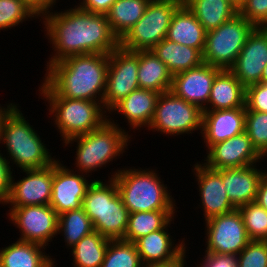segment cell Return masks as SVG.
<instances>
[{"mask_svg": "<svg viewBox=\"0 0 267 267\" xmlns=\"http://www.w3.org/2000/svg\"><path fill=\"white\" fill-rule=\"evenodd\" d=\"M44 30L53 54L47 67L66 57L86 54H110L120 46L105 14L75 8L44 14Z\"/></svg>", "mask_w": 267, "mask_h": 267, "instance_id": "cell-1", "label": "cell"}, {"mask_svg": "<svg viewBox=\"0 0 267 267\" xmlns=\"http://www.w3.org/2000/svg\"><path fill=\"white\" fill-rule=\"evenodd\" d=\"M108 67V54L66 57L46 67V76L39 86V92L41 96H60L102 103Z\"/></svg>", "mask_w": 267, "mask_h": 267, "instance_id": "cell-2", "label": "cell"}, {"mask_svg": "<svg viewBox=\"0 0 267 267\" xmlns=\"http://www.w3.org/2000/svg\"><path fill=\"white\" fill-rule=\"evenodd\" d=\"M131 168H118L111 175L129 213L176 210L175 200L156 169Z\"/></svg>", "mask_w": 267, "mask_h": 267, "instance_id": "cell-3", "label": "cell"}, {"mask_svg": "<svg viewBox=\"0 0 267 267\" xmlns=\"http://www.w3.org/2000/svg\"><path fill=\"white\" fill-rule=\"evenodd\" d=\"M128 132L108 116V120L98 129L70 138L64 142V145L77 142L75 170L78 169L77 172L90 176L88 173L97 171V168L100 169L104 165L106 167L110 161L113 162L114 158L116 159L125 152V149H128L127 146L131 141Z\"/></svg>", "mask_w": 267, "mask_h": 267, "instance_id": "cell-4", "label": "cell"}, {"mask_svg": "<svg viewBox=\"0 0 267 267\" xmlns=\"http://www.w3.org/2000/svg\"><path fill=\"white\" fill-rule=\"evenodd\" d=\"M82 208L95 231L110 240L124 238L129 211L113 178L109 176L107 183L94 179L82 201Z\"/></svg>", "mask_w": 267, "mask_h": 267, "instance_id": "cell-5", "label": "cell"}, {"mask_svg": "<svg viewBox=\"0 0 267 267\" xmlns=\"http://www.w3.org/2000/svg\"><path fill=\"white\" fill-rule=\"evenodd\" d=\"M16 106L5 118L2 128L1 144L6 145L7 160L22 170L39 169L53 164L52 158L38 135L37 130L25 120V116ZM37 132V133H36Z\"/></svg>", "mask_w": 267, "mask_h": 267, "instance_id": "cell-6", "label": "cell"}, {"mask_svg": "<svg viewBox=\"0 0 267 267\" xmlns=\"http://www.w3.org/2000/svg\"><path fill=\"white\" fill-rule=\"evenodd\" d=\"M42 97L48 101L49 115H52L63 143L70 138L98 129L108 120V112L99 101L60 96Z\"/></svg>", "mask_w": 267, "mask_h": 267, "instance_id": "cell-7", "label": "cell"}, {"mask_svg": "<svg viewBox=\"0 0 267 267\" xmlns=\"http://www.w3.org/2000/svg\"><path fill=\"white\" fill-rule=\"evenodd\" d=\"M183 0L150 1L143 16L120 39V47L129 51L152 50L167 37L175 11Z\"/></svg>", "mask_w": 267, "mask_h": 267, "instance_id": "cell-8", "label": "cell"}, {"mask_svg": "<svg viewBox=\"0 0 267 267\" xmlns=\"http://www.w3.org/2000/svg\"><path fill=\"white\" fill-rule=\"evenodd\" d=\"M255 26L237 13L218 28L206 33L203 63L230 69Z\"/></svg>", "mask_w": 267, "mask_h": 267, "instance_id": "cell-9", "label": "cell"}, {"mask_svg": "<svg viewBox=\"0 0 267 267\" xmlns=\"http://www.w3.org/2000/svg\"><path fill=\"white\" fill-rule=\"evenodd\" d=\"M203 110L170 91L158 97L155 114L148 129L170 136L202 130Z\"/></svg>", "mask_w": 267, "mask_h": 267, "instance_id": "cell-10", "label": "cell"}, {"mask_svg": "<svg viewBox=\"0 0 267 267\" xmlns=\"http://www.w3.org/2000/svg\"><path fill=\"white\" fill-rule=\"evenodd\" d=\"M108 57L109 67L102 104L110 112L118 102L139 88L138 51H129L119 46Z\"/></svg>", "mask_w": 267, "mask_h": 267, "instance_id": "cell-11", "label": "cell"}, {"mask_svg": "<svg viewBox=\"0 0 267 267\" xmlns=\"http://www.w3.org/2000/svg\"><path fill=\"white\" fill-rule=\"evenodd\" d=\"M8 208L9 220L21 232L18 240L46 247L58 235V214L50 205Z\"/></svg>", "mask_w": 267, "mask_h": 267, "instance_id": "cell-12", "label": "cell"}, {"mask_svg": "<svg viewBox=\"0 0 267 267\" xmlns=\"http://www.w3.org/2000/svg\"><path fill=\"white\" fill-rule=\"evenodd\" d=\"M205 253L238 255L251 241L240 212L214 216L205 221Z\"/></svg>", "mask_w": 267, "mask_h": 267, "instance_id": "cell-13", "label": "cell"}, {"mask_svg": "<svg viewBox=\"0 0 267 267\" xmlns=\"http://www.w3.org/2000/svg\"><path fill=\"white\" fill-rule=\"evenodd\" d=\"M89 176L69 169L59 159L53 163L52 197L50 206L60 215L70 210L82 208V201L88 187L94 181Z\"/></svg>", "mask_w": 267, "mask_h": 267, "instance_id": "cell-14", "label": "cell"}, {"mask_svg": "<svg viewBox=\"0 0 267 267\" xmlns=\"http://www.w3.org/2000/svg\"><path fill=\"white\" fill-rule=\"evenodd\" d=\"M22 179L12 176L10 192L5 205L22 207L49 205L52 197L53 164L39 169H25Z\"/></svg>", "mask_w": 267, "mask_h": 267, "instance_id": "cell-15", "label": "cell"}, {"mask_svg": "<svg viewBox=\"0 0 267 267\" xmlns=\"http://www.w3.org/2000/svg\"><path fill=\"white\" fill-rule=\"evenodd\" d=\"M206 154L204 160L206 162H202V164L213 170L242 168L264 160L252 145L245 131L230 139L213 144Z\"/></svg>", "mask_w": 267, "mask_h": 267, "instance_id": "cell-16", "label": "cell"}, {"mask_svg": "<svg viewBox=\"0 0 267 267\" xmlns=\"http://www.w3.org/2000/svg\"><path fill=\"white\" fill-rule=\"evenodd\" d=\"M267 63V27H255L229 69L246 88L261 82Z\"/></svg>", "mask_w": 267, "mask_h": 267, "instance_id": "cell-17", "label": "cell"}, {"mask_svg": "<svg viewBox=\"0 0 267 267\" xmlns=\"http://www.w3.org/2000/svg\"><path fill=\"white\" fill-rule=\"evenodd\" d=\"M221 70L202 63L195 68L177 73L172 77L170 92L204 110L210 98L214 79Z\"/></svg>", "mask_w": 267, "mask_h": 267, "instance_id": "cell-18", "label": "cell"}, {"mask_svg": "<svg viewBox=\"0 0 267 267\" xmlns=\"http://www.w3.org/2000/svg\"><path fill=\"white\" fill-rule=\"evenodd\" d=\"M192 172L198 182V192L205 221L218 215L228 214L236 210L228 199L222 182V169L213 170L200 162L193 165Z\"/></svg>", "mask_w": 267, "mask_h": 267, "instance_id": "cell-19", "label": "cell"}, {"mask_svg": "<svg viewBox=\"0 0 267 267\" xmlns=\"http://www.w3.org/2000/svg\"><path fill=\"white\" fill-rule=\"evenodd\" d=\"M171 222L163 229L151 232L134 242L143 265L178 263L186 253L187 246L184 239L175 244L172 241L173 237L168 233Z\"/></svg>", "mask_w": 267, "mask_h": 267, "instance_id": "cell-20", "label": "cell"}, {"mask_svg": "<svg viewBox=\"0 0 267 267\" xmlns=\"http://www.w3.org/2000/svg\"><path fill=\"white\" fill-rule=\"evenodd\" d=\"M246 107L203 111L200 131L206 151L213 145L245 131Z\"/></svg>", "mask_w": 267, "mask_h": 267, "instance_id": "cell-21", "label": "cell"}, {"mask_svg": "<svg viewBox=\"0 0 267 267\" xmlns=\"http://www.w3.org/2000/svg\"><path fill=\"white\" fill-rule=\"evenodd\" d=\"M265 171L258 169L256 164L242 168L222 169L224 188L228 199L236 209L256 200L258 186Z\"/></svg>", "mask_w": 267, "mask_h": 267, "instance_id": "cell-22", "label": "cell"}, {"mask_svg": "<svg viewBox=\"0 0 267 267\" xmlns=\"http://www.w3.org/2000/svg\"><path fill=\"white\" fill-rule=\"evenodd\" d=\"M159 95L156 91L138 88L118 102L108 114L117 111L127 119L131 129L149 128Z\"/></svg>", "mask_w": 267, "mask_h": 267, "instance_id": "cell-23", "label": "cell"}, {"mask_svg": "<svg viewBox=\"0 0 267 267\" xmlns=\"http://www.w3.org/2000/svg\"><path fill=\"white\" fill-rule=\"evenodd\" d=\"M246 88L229 69H222L215 77L207 107L215 111L245 107Z\"/></svg>", "mask_w": 267, "mask_h": 267, "instance_id": "cell-24", "label": "cell"}, {"mask_svg": "<svg viewBox=\"0 0 267 267\" xmlns=\"http://www.w3.org/2000/svg\"><path fill=\"white\" fill-rule=\"evenodd\" d=\"M206 33L207 31L203 28L202 24L183 3L172 17L166 38L177 44L198 49L203 54Z\"/></svg>", "mask_w": 267, "mask_h": 267, "instance_id": "cell-25", "label": "cell"}, {"mask_svg": "<svg viewBox=\"0 0 267 267\" xmlns=\"http://www.w3.org/2000/svg\"><path fill=\"white\" fill-rule=\"evenodd\" d=\"M46 248L39 244L17 240L9 244V246L0 249L1 266L48 267L55 261V258L53 259L51 258L52 256L46 254L44 251Z\"/></svg>", "mask_w": 267, "mask_h": 267, "instance_id": "cell-26", "label": "cell"}, {"mask_svg": "<svg viewBox=\"0 0 267 267\" xmlns=\"http://www.w3.org/2000/svg\"><path fill=\"white\" fill-rule=\"evenodd\" d=\"M152 51L167 66L172 75L203 63V54L198 49L177 44L167 38L161 40Z\"/></svg>", "mask_w": 267, "mask_h": 267, "instance_id": "cell-27", "label": "cell"}, {"mask_svg": "<svg viewBox=\"0 0 267 267\" xmlns=\"http://www.w3.org/2000/svg\"><path fill=\"white\" fill-rule=\"evenodd\" d=\"M173 75L152 50L138 51L139 88L164 93L170 91Z\"/></svg>", "mask_w": 267, "mask_h": 267, "instance_id": "cell-28", "label": "cell"}, {"mask_svg": "<svg viewBox=\"0 0 267 267\" xmlns=\"http://www.w3.org/2000/svg\"><path fill=\"white\" fill-rule=\"evenodd\" d=\"M208 32L233 18L238 9L227 0H183Z\"/></svg>", "mask_w": 267, "mask_h": 267, "instance_id": "cell-29", "label": "cell"}, {"mask_svg": "<svg viewBox=\"0 0 267 267\" xmlns=\"http://www.w3.org/2000/svg\"><path fill=\"white\" fill-rule=\"evenodd\" d=\"M175 210H156L129 213L124 238L127 242H135L151 232L163 229L170 221H174Z\"/></svg>", "mask_w": 267, "mask_h": 267, "instance_id": "cell-30", "label": "cell"}, {"mask_svg": "<svg viewBox=\"0 0 267 267\" xmlns=\"http://www.w3.org/2000/svg\"><path fill=\"white\" fill-rule=\"evenodd\" d=\"M149 0H116L105 14L119 40L143 16Z\"/></svg>", "mask_w": 267, "mask_h": 267, "instance_id": "cell-31", "label": "cell"}, {"mask_svg": "<svg viewBox=\"0 0 267 267\" xmlns=\"http://www.w3.org/2000/svg\"><path fill=\"white\" fill-rule=\"evenodd\" d=\"M110 239L93 231L71 248L74 267H100L104 261Z\"/></svg>", "mask_w": 267, "mask_h": 267, "instance_id": "cell-32", "label": "cell"}, {"mask_svg": "<svg viewBox=\"0 0 267 267\" xmlns=\"http://www.w3.org/2000/svg\"><path fill=\"white\" fill-rule=\"evenodd\" d=\"M90 217L83 208L70 210L58 215V234H63L67 248L74 247L81 238L93 232Z\"/></svg>", "mask_w": 267, "mask_h": 267, "instance_id": "cell-33", "label": "cell"}, {"mask_svg": "<svg viewBox=\"0 0 267 267\" xmlns=\"http://www.w3.org/2000/svg\"><path fill=\"white\" fill-rule=\"evenodd\" d=\"M135 243L122 239L110 240L100 267H142Z\"/></svg>", "mask_w": 267, "mask_h": 267, "instance_id": "cell-34", "label": "cell"}, {"mask_svg": "<svg viewBox=\"0 0 267 267\" xmlns=\"http://www.w3.org/2000/svg\"><path fill=\"white\" fill-rule=\"evenodd\" d=\"M240 212L247 234L251 240L267 238V210L256 201L237 208Z\"/></svg>", "mask_w": 267, "mask_h": 267, "instance_id": "cell-35", "label": "cell"}, {"mask_svg": "<svg viewBox=\"0 0 267 267\" xmlns=\"http://www.w3.org/2000/svg\"><path fill=\"white\" fill-rule=\"evenodd\" d=\"M34 17L38 18L23 0H0V30L18 27L23 21Z\"/></svg>", "mask_w": 267, "mask_h": 267, "instance_id": "cell-36", "label": "cell"}, {"mask_svg": "<svg viewBox=\"0 0 267 267\" xmlns=\"http://www.w3.org/2000/svg\"><path fill=\"white\" fill-rule=\"evenodd\" d=\"M245 132L257 152L267 156V112L246 111Z\"/></svg>", "mask_w": 267, "mask_h": 267, "instance_id": "cell-37", "label": "cell"}, {"mask_svg": "<svg viewBox=\"0 0 267 267\" xmlns=\"http://www.w3.org/2000/svg\"><path fill=\"white\" fill-rule=\"evenodd\" d=\"M237 267H267V241L251 240L237 255Z\"/></svg>", "mask_w": 267, "mask_h": 267, "instance_id": "cell-38", "label": "cell"}, {"mask_svg": "<svg viewBox=\"0 0 267 267\" xmlns=\"http://www.w3.org/2000/svg\"><path fill=\"white\" fill-rule=\"evenodd\" d=\"M238 13L255 27H267V0H245Z\"/></svg>", "mask_w": 267, "mask_h": 267, "instance_id": "cell-39", "label": "cell"}, {"mask_svg": "<svg viewBox=\"0 0 267 267\" xmlns=\"http://www.w3.org/2000/svg\"><path fill=\"white\" fill-rule=\"evenodd\" d=\"M245 107L246 111L267 112V84L246 87Z\"/></svg>", "mask_w": 267, "mask_h": 267, "instance_id": "cell-40", "label": "cell"}, {"mask_svg": "<svg viewBox=\"0 0 267 267\" xmlns=\"http://www.w3.org/2000/svg\"><path fill=\"white\" fill-rule=\"evenodd\" d=\"M3 155L0 150V204L5 205L10 192L13 172L11 171L10 161Z\"/></svg>", "mask_w": 267, "mask_h": 267, "instance_id": "cell-41", "label": "cell"}, {"mask_svg": "<svg viewBox=\"0 0 267 267\" xmlns=\"http://www.w3.org/2000/svg\"><path fill=\"white\" fill-rule=\"evenodd\" d=\"M201 261L204 267H237V255L205 253Z\"/></svg>", "mask_w": 267, "mask_h": 267, "instance_id": "cell-42", "label": "cell"}, {"mask_svg": "<svg viewBox=\"0 0 267 267\" xmlns=\"http://www.w3.org/2000/svg\"><path fill=\"white\" fill-rule=\"evenodd\" d=\"M115 1L116 0H82L76 6L87 12L106 14Z\"/></svg>", "mask_w": 267, "mask_h": 267, "instance_id": "cell-43", "label": "cell"}, {"mask_svg": "<svg viewBox=\"0 0 267 267\" xmlns=\"http://www.w3.org/2000/svg\"><path fill=\"white\" fill-rule=\"evenodd\" d=\"M38 17H42L53 9L57 0H23ZM50 9V10H49Z\"/></svg>", "mask_w": 267, "mask_h": 267, "instance_id": "cell-44", "label": "cell"}, {"mask_svg": "<svg viewBox=\"0 0 267 267\" xmlns=\"http://www.w3.org/2000/svg\"><path fill=\"white\" fill-rule=\"evenodd\" d=\"M261 207L267 210V172L260 180L257 197L255 200Z\"/></svg>", "mask_w": 267, "mask_h": 267, "instance_id": "cell-45", "label": "cell"}, {"mask_svg": "<svg viewBox=\"0 0 267 267\" xmlns=\"http://www.w3.org/2000/svg\"><path fill=\"white\" fill-rule=\"evenodd\" d=\"M17 105L14 103H8L6 107H2L0 104V143L2 138V128L4 124V120L6 116L16 107Z\"/></svg>", "mask_w": 267, "mask_h": 267, "instance_id": "cell-46", "label": "cell"}, {"mask_svg": "<svg viewBox=\"0 0 267 267\" xmlns=\"http://www.w3.org/2000/svg\"><path fill=\"white\" fill-rule=\"evenodd\" d=\"M142 267H181V260L178 263L168 264V265H143Z\"/></svg>", "mask_w": 267, "mask_h": 267, "instance_id": "cell-47", "label": "cell"}, {"mask_svg": "<svg viewBox=\"0 0 267 267\" xmlns=\"http://www.w3.org/2000/svg\"><path fill=\"white\" fill-rule=\"evenodd\" d=\"M227 1H229L237 9H239L242 6V4L244 3L245 0H227Z\"/></svg>", "mask_w": 267, "mask_h": 267, "instance_id": "cell-48", "label": "cell"}, {"mask_svg": "<svg viewBox=\"0 0 267 267\" xmlns=\"http://www.w3.org/2000/svg\"><path fill=\"white\" fill-rule=\"evenodd\" d=\"M260 83L267 84V63H266V66L264 68Z\"/></svg>", "mask_w": 267, "mask_h": 267, "instance_id": "cell-49", "label": "cell"}, {"mask_svg": "<svg viewBox=\"0 0 267 267\" xmlns=\"http://www.w3.org/2000/svg\"><path fill=\"white\" fill-rule=\"evenodd\" d=\"M186 253L182 256V258H181V267H185V265H187V263H186ZM197 267H204L202 264H201V262H200V264H199V266L198 265H196Z\"/></svg>", "mask_w": 267, "mask_h": 267, "instance_id": "cell-50", "label": "cell"}, {"mask_svg": "<svg viewBox=\"0 0 267 267\" xmlns=\"http://www.w3.org/2000/svg\"><path fill=\"white\" fill-rule=\"evenodd\" d=\"M54 264H55V261L51 265H49L48 267H56V265H54Z\"/></svg>", "mask_w": 267, "mask_h": 267, "instance_id": "cell-51", "label": "cell"}]
</instances>
